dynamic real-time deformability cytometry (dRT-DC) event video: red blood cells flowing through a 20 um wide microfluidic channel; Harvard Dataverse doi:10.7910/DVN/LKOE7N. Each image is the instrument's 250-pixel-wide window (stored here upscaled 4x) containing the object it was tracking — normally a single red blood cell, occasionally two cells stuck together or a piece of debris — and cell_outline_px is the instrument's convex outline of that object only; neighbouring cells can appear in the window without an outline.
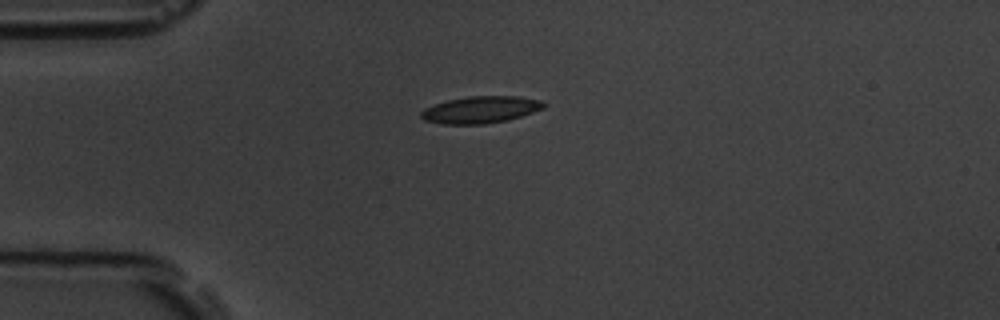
{"species": "common noctule bat (a hibernating species)", "species_latin": "Nyctalus noctula", "temperature_condition": "room temperature", "stored_images_in_passage": 5, "camera_frame_rate_fps": 3000, "um_per_image_px": 0.085, "animal": {"sex": "male", "body_mass_g": 19.5, "forearm_length_mm": 54.6}, "frame": {"image": 1, "passage_image": 5, "time_ms": 4.667, "image_size_px": [1000, 320], "cell_outline_px": [[544, 108], [508, 120], [484, 124], [444, 124], [424, 120], [420, 116], [420, 112], [424, 108], [448, 100], [468, 96], [520, 96], [540, 100], [544, 104]], "centroid_in_image_um": [40.83, 9.32], "position_along_channel_um": 44.2, "area_um2": 19.13}}